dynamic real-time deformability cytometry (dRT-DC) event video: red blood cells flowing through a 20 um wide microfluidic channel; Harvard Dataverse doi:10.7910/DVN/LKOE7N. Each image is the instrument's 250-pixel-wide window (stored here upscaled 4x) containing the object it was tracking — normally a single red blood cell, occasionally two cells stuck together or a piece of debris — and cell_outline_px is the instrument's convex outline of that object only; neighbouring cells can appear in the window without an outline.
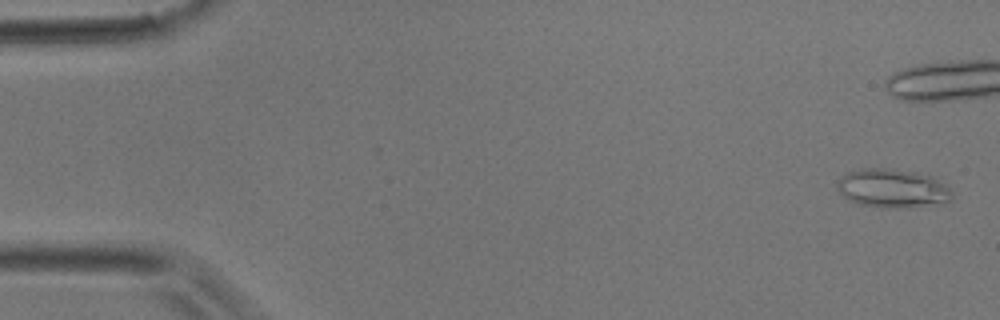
{"species": "common noctule bat (a hibernating species)", "species_latin": "Nyctalus noctula", "temperature_condition": "room temperature", "stored_images_in_passage": 3, "camera_frame_rate_fps": 3000, "um_per_image_px": 0.085, "animal": {"sex": "male", "body_mass_g": 17.9}, "frame": {"image": 1, "passage_image": 1, "time_ms": 0.0, "image_size_px": [1000, 320], "cell_outline_px": [[952, 196], [948, 200], [900, 208], [884, 208], [860, 204], [844, 196], [836, 188], [836, 180], [840, 176], [848, 172], [864, 168], [884, 168], [912, 172], [932, 176], [944, 184], [952, 192]], "centroid_in_image_um": [75.77, 15.99], "position_along_channel_um": 9.2, "area_um2": 25.32}}